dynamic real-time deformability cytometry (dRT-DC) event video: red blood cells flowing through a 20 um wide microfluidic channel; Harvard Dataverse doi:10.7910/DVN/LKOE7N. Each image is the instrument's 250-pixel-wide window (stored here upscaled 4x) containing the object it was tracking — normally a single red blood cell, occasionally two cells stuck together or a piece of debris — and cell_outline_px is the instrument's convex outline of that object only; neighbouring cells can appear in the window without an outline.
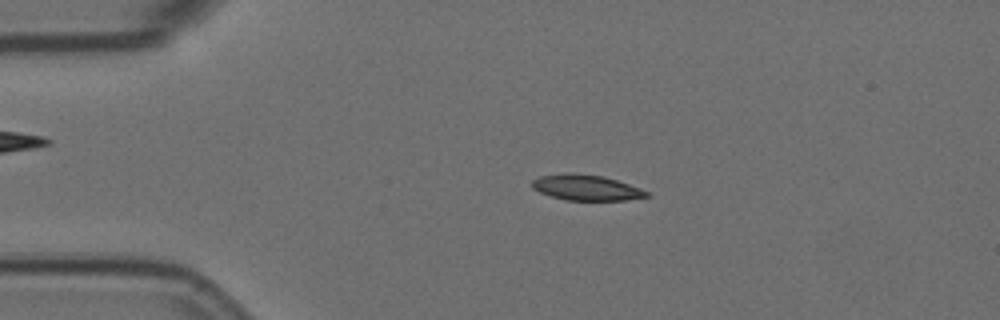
{"species": "Egyptian fruit bat (a non-hibernating species)", "species_latin": "Rousettus aegyptiacus", "temperature_condition": "room temperature", "stored_images_in_passage": 56, "camera_frame_rate_fps": 3000, "um_per_image_px": 0.085, "animal": {"sex": "female"}, "frame": {"image": 1, "passage_image": 11, "time_ms": 3.333, "image_size_px": [1000, 320], "cell_outline_px": [[648, 196], [624, 200], [568, 200], [552, 196], [540, 192], [532, 188], [532, 180], [540, 176], [564, 172], [572, 172], [604, 176], [640, 188], [648, 192]], "centroid_in_image_um": [49.79, 15.92], "position_along_channel_um": 35.2, "area_um2": 16.99}}
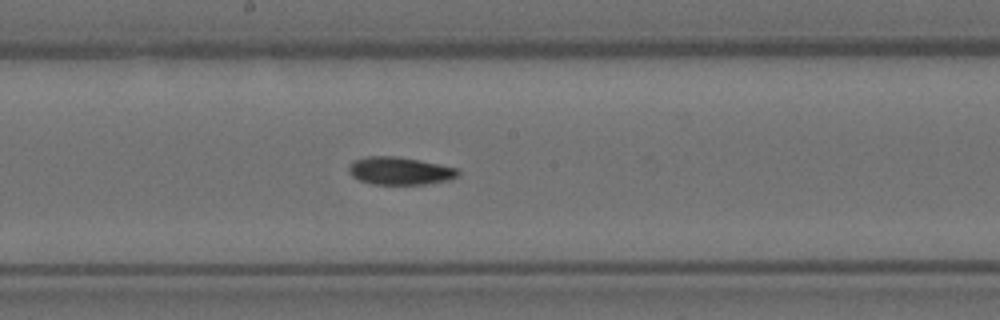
{"frame": {"image": 2, "passage_image": 29, "time_ms": 9.333, "image_size_px": [1000, 320], "cell_outline_px": [[460, 176], [448, 180], [424, 184], [372, 184], [360, 180], [352, 176], [348, 172], [348, 168], [356, 160], [368, 156], [392, 156], [416, 160], [460, 168]], "centroid_in_image_um": [34.03, 14.53], "position_along_channel_um": 214.2, "area_um2": 17.46}}
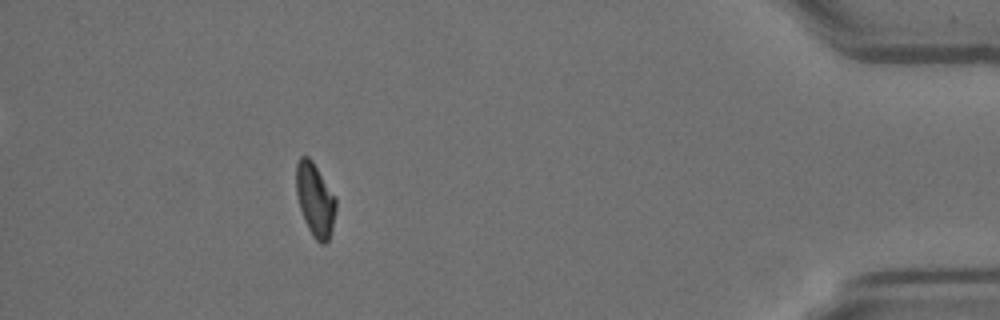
{"frame": {"image": 3, "passage_image": 50, "time_ms": 16.333, "image_size_px": [1000, 320], "cell_outline_px": [[336, 208], [332, 228], [328, 240], [324, 244], [320, 244], [312, 236], [304, 220], [300, 208], [296, 192], [296, 164], [300, 156], [308, 156], [312, 160], [336, 196]], "centroid_in_image_um": [26.78, 16.96], "position_along_channel_um": 408.4, "area_um2": 17.05}, "authors_computed_cell_mechanics": {"area_um2": 17.2533, "velocity_mm_per_s": 3.5885, "shape_relaxation_time_tau1_ms": 6.0733, "shape_relaxation_time_tau2_ms": null, "deformation_change_tau1": 0.1629, "deformation_change_tau2": null}}